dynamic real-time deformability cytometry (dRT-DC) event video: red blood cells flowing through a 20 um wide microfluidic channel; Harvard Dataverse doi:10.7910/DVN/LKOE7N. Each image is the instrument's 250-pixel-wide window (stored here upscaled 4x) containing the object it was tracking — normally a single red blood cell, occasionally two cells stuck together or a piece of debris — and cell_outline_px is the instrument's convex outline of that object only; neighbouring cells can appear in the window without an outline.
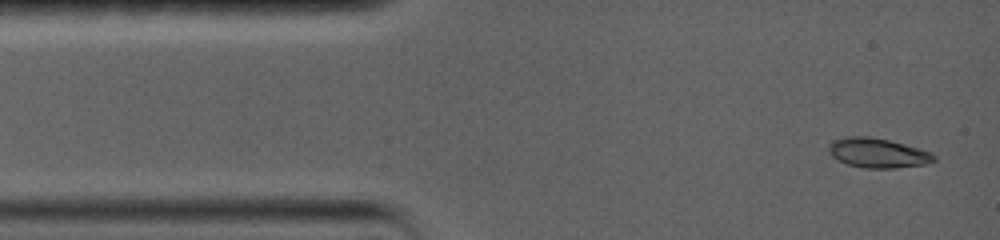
{"species": "common noctule bat (a hibernating species)", "species_latin": "Nyctalus noctula", "temperature_condition": "warm", "stored_images_in_passage": 44, "camera_frame_rate_fps": 5000, "um_per_image_px": 0.085, "animal": {"sex": "female", "body_mass_g": 19.0, "forearm_length_mm": 56.7}, "frame": {"image": 1, "passage_image": 1, "time_ms": 0.0, "image_size_px": [1000, 240], "cell_outline_px": [[936, 160], [924, 164], [896, 168], [864, 168], [848, 164], [832, 156], [828, 152], [828, 144], [832, 140], [844, 136], [868, 136], [888, 140], [904, 144], [932, 152], [936, 156]], "centroid_in_image_um": [74.59, 12.99], "position_along_channel_um": 10.4, "area_um2": 18.21}}
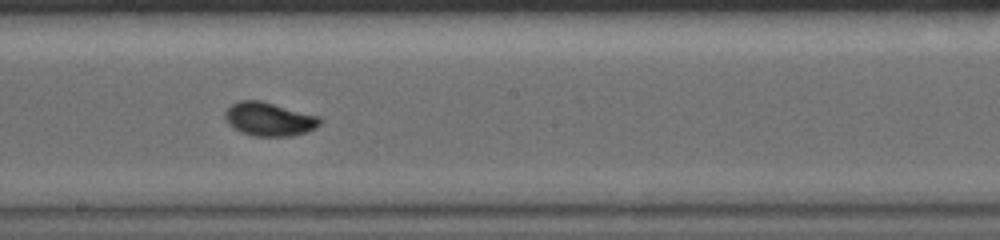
{"frame": {"image": 2, "passage_image": 19, "time_ms": 7.8, "image_size_px": [1000, 240], "cell_outline_px": [[324, 120], [316, 128], [308, 132], [292, 136], [252, 136], [240, 132], [228, 124], [224, 120], [224, 112], [232, 104], [240, 100], [260, 100], [320, 116]], "centroid_in_image_um": [22.89, 10.13], "position_along_channel_um": 225.3, "area_um2": 18.9}}
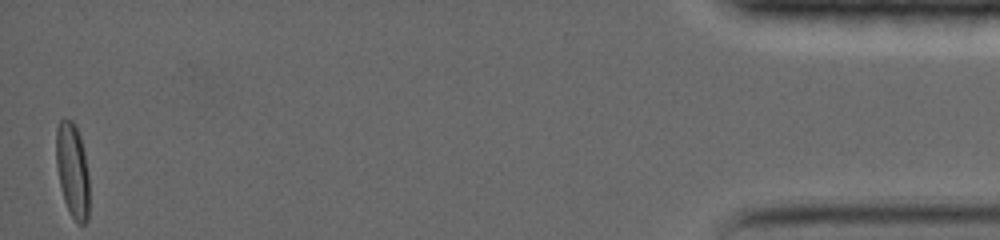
{"frame": {"image": 3, "passage_image": 44, "time_ms": 17.0, "image_size_px": [1000, 240], "cell_outline_px": [[88, 220], [84, 224], [76, 224], [64, 200], [60, 184], [56, 164], [56, 128], [60, 120], [72, 120], [76, 124], [80, 136], [84, 152], [88, 176]], "centroid_in_image_um": [6.16, 14.46], "position_along_channel_um": 429.0, "area_um2": 18.15}, "authors_computed_cell_mechanics": {"area_um2": 17.9469, "velocity_mm_per_s": 3.5918, "shape_relaxation_time_tau1_ms": 4.2906, "shape_relaxation_time_tau2_ms": null, "deformation_change_tau1": 0.1498, "deformation_change_tau2": null}}